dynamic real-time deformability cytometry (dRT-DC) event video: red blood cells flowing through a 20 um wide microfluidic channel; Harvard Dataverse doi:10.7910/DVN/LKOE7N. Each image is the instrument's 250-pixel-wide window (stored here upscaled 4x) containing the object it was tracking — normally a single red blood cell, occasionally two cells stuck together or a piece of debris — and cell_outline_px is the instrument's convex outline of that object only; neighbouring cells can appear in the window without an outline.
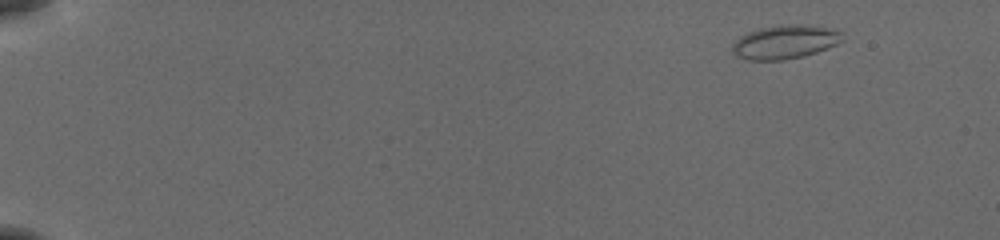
{"species": "common noctule bat (a hibernating species)", "species_latin": "Nyctalus noctula", "temperature_condition": "cold", "stored_images_in_passage": 50, "camera_frame_rate_fps": 3000, "um_per_image_px": 0.085, "animal": {"sex": "female", "body_mass_g": 19.5, "forearm_length_mm": 54.1}, "frame": {"image": 1, "passage_image": 1, "time_ms": 0.0, "image_size_px": [1000, 240], "cell_outline_px": [[844, 40], [828, 48], [804, 56], [784, 60], [748, 60], [736, 56], [732, 52], [732, 44], [740, 36], [748, 32], [760, 28], [784, 24], [808, 24], [828, 28], [840, 32]], "centroid_in_image_um": [66.7, 3.57], "position_along_channel_um": 18.3, "area_um2": 21.73}}
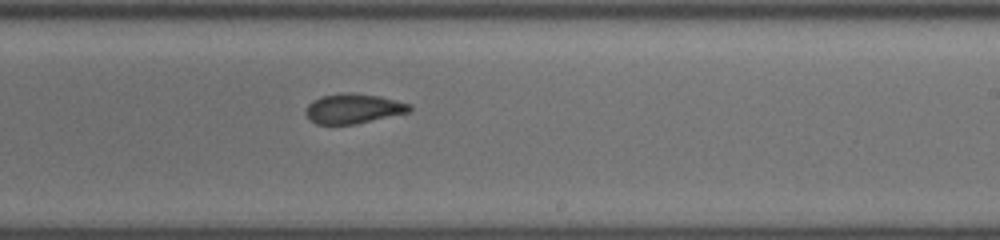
{"frame": {"image": 2, "passage_image": 31, "time_ms": 10.0, "image_size_px": [1000, 240], "cell_outline_px": [[412, 108], [408, 112], [356, 124], [316, 124], [308, 120], [304, 112], [308, 104], [312, 100], [320, 96], [344, 92], [352, 92], [380, 96], [412, 104]], "centroid_in_image_um": [29.99, 9.22], "position_along_channel_um": 259.0, "area_um2": 18.26}}
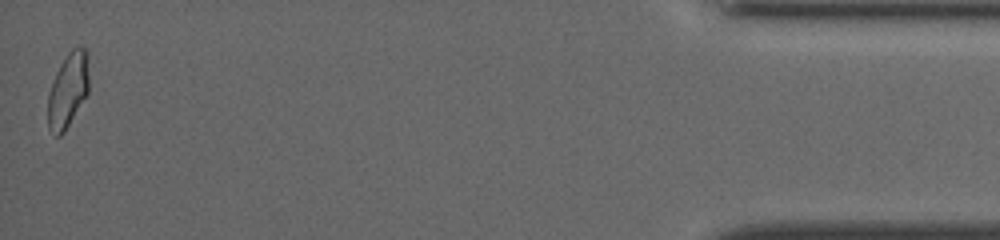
{"frame": {"image": 3, "passage_image": 50, "time_ms": 16.333, "image_size_px": [1000, 240], "cell_outline_px": [[88, 92], [64, 132], [60, 136], [56, 136], [48, 128], [48, 92], [52, 80], [60, 64], [68, 52], [76, 44], [80, 44], [88, 52]], "centroid_in_image_um": [5.77, 7.6], "position_along_channel_um": 429.4, "area_um2": 18.03}, "authors_computed_cell_mechanics": {"area_um2": 18.5249, "velocity_mm_per_s": 3.8784, "shape_relaxation_time_tau1_ms": null, "shape_relaxation_time_tau2_ms": 1.2053, "deformation_change_tau1": null, "deformation_change_tau2": 0.0541}}